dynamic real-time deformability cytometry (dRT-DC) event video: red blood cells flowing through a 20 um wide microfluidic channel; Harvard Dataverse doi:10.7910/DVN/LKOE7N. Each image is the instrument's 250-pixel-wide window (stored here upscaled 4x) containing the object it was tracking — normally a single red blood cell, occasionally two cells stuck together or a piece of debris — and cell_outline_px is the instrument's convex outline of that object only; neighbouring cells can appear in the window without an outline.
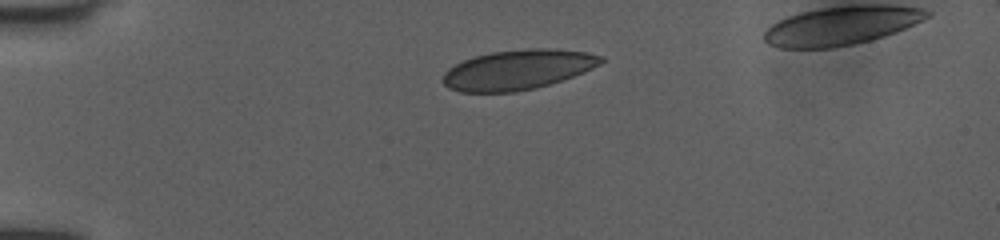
{"species": "human", "species_latin": "Homo sapiens", "temperature_condition": "room temperature", "stored_images_in_passage": 40, "camera_frame_rate_fps": 3000, "um_per_image_px": 0.085, "donor": {"sex": "female"}, "frame": {"image": 1, "passage_image": 2, "time_ms": 0.333, "image_size_px": [1000, 240], "cell_outline_px": [[604, 60], [600, 64], [592, 68], [572, 76], [536, 88], [516, 92], [460, 92], [448, 88], [444, 84], [444, 72], [448, 68], [464, 60], [476, 56], [492, 52], [528, 48], [544, 48], [584, 52], [604, 56]], "centroid_in_image_um": [43.99, 5.93], "position_along_channel_um": 41.0, "area_um2": 36.36}}
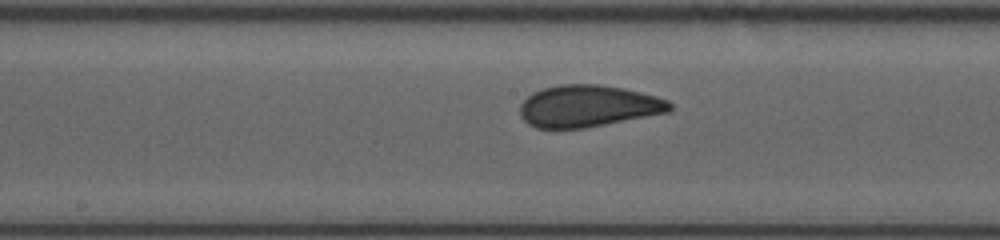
{"frame": {"image": 2, "passage_image": 17, "time_ms": 5.333, "image_size_px": [1000, 240], "cell_outline_px": [[672, 108], [668, 112], [584, 128], [536, 128], [528, 124], [520, 116], [520, 104], [532, 92], [544, 88], [560, 84], [600, 84], [624, 88], [656, 96], [668, 100], [672, 104]], "centroid_in_image_um": [49.97, 9.01], "position_along_channel_um": 198.2, "area_um2": 36.47}}
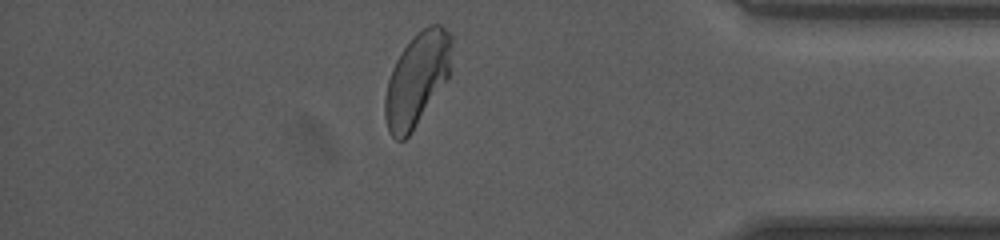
{"frame": {"image": 3, "passage_image": 34, "time_ms": 11.0, "image_size_px": [1000, 240], "cell_outline_px": [[452, 44], [448, 80], [412, 132], [404, 140], [396, 140], [388, 132], [384, 116], [384, 96], [388, 80], [392, 68], [400, 52], [412, 36], [416, 32], [432, 24], [440, 24], [452, 36]], "centroid_in_image_um": [35.43, 6.75], "position_along_channel_um": 399.8, "area_um2": 36.59}}